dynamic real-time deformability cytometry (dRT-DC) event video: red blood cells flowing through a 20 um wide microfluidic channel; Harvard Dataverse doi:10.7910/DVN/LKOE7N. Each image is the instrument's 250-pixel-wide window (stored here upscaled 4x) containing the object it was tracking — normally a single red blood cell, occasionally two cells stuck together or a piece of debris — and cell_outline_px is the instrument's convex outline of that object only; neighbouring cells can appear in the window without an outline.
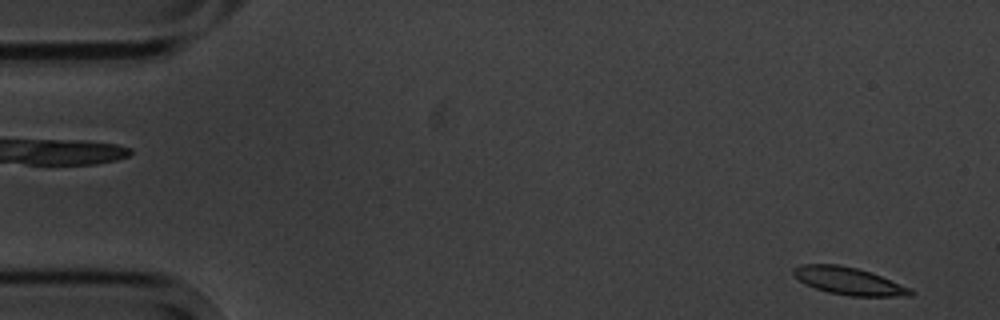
{"species": "common noctule bat (a hibernating species)", "species_latin": "Nyctalus noctula", "temperature_condition": "cold", "stored_images_in_passage": 9, "camera_frame_rate_fps": 3000, "um_per_image_px": 0.085, "animal": {"sex": "male", "body_mass_g": 20.1, "forearm_length_mm": 53.5}, "frame": {"image": 1, "passage_image": 1, "time_ms": 0.0, "image_size_px": [1000, 320], "cell_outline_px": [[916, 292], [912, 296], [852, 296], [828, 292], [816, 288], [800, 280], [792, 272], [792, 268], [800, 264], [840, 264], [856, 268], [880, 276], [912, 288]], "centroid_in_image_um": [72.18, 23.88], "position_along_channel_um": 12.8, "area_um2": 18.55}}
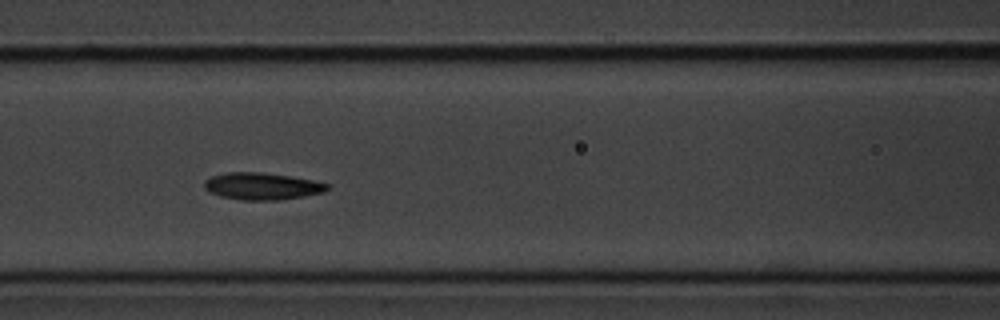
{"frame": {"image": 2, "passage_image": 7, "time_ms": 7.0, "image_size_px": [1000, 320], "cell_outline_px": [[332, 184], [324, 192], [304, 196], [280, 200], [240, 200], [220, 196], [208, 192], [204, 188], [204, 180], [212, 176], [228, 172], [260, 172], [292, 176]], "centroid_in_image_um": [22.27, 15.83], "position_along_channel_um": 144.3, "area_um2": 19.54}}
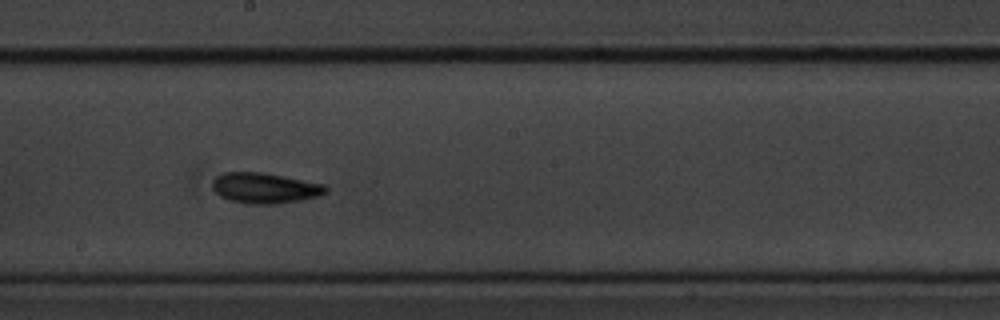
{"frame": {"image": 3, "passage_image": 9, "time_ms": 9.333, "image_size_px": [1000, 320], "cell_outline_px": [[328, 192], [304, 200], [276, 204], [248, 204], [228, 200], [220, 196], [212, 188], [212, 180], [216, 176], [224, 172], [264, 172], [324, 184], [328, 188]], "centroid_in_image_um": [22.5, 15.98], "position_along_channel_um": 225.7, "area_um2": 20.4}}